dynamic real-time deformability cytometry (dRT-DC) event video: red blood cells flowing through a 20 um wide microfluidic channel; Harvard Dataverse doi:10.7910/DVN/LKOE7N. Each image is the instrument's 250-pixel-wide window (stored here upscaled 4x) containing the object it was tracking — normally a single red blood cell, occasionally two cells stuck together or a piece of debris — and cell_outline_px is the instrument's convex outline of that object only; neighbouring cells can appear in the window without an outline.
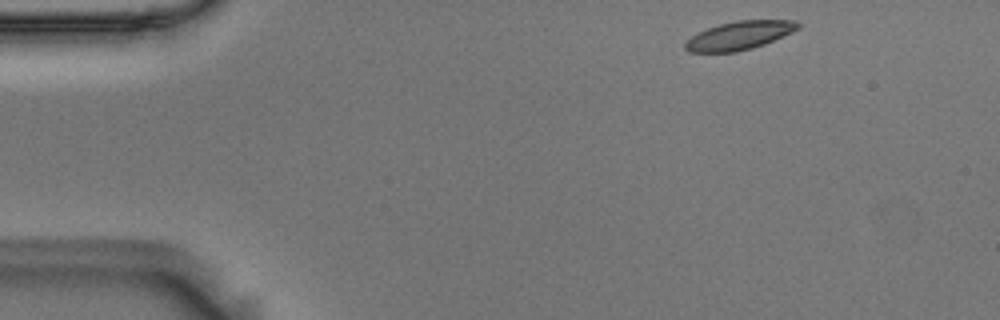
{"species": "Egyptian fruit bat (a non-hibernating species)", "species_latin": "Rousettus aegyptiacus", "temperature_condition": "room temperature", "stored_images_in_passage": 50, "camera_frame_rate_fps": 3000, "um_per_image_px": 0.085, "animal": {"sex": "male"}, "frame": {"image": 1, "passage_image": 1, "time_ms": 0.0, "image_size_px": [1000, 320], "cell_outline_px": [[804, 24], [800, 28], [792, 32], [764, 44], [752, 48], [736, 52], [688, 52], [684, 48], [684, 44], [692, 36], [708, 28], [720, 24], [736, 20], [796, 20]], "centroid_in_image_um": [62.9, 3.01], "position_along_channel_um": 22.1, "area_um2": 18.67}}
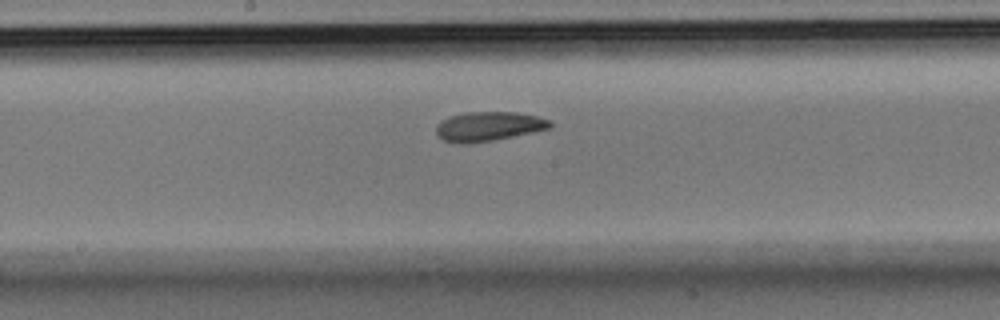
{"frame": {"image": 2, "passage_image": 23, "time_ms": 7.333, "image_size_px": [1000, 320], "cell_outline_px": [[552, 128], [492, 140], [468, 144], [452, 144], [436, 136], [436, 124], [452, 116], [464, 112], [516, 112], [536, 116], [552, 120]], "centroid_in_image_um": [41.51, 10.75], "position_along_channel_um": 206.7, "area_um2": 19.59}}
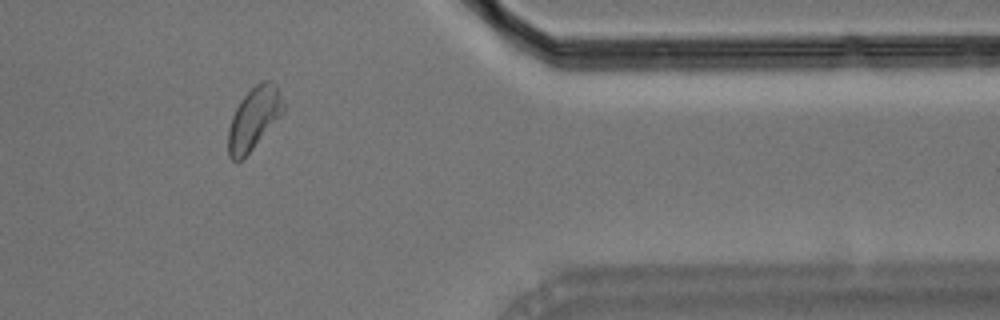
{"frame": {"image": 3, "passage_image": 40, "time_ms": 13.0, "image_size_px": [1000, 320], "cell_outline_px": [[284, 108], [280, 116], [252, 148], [236, 164], [228, 156], [228, 128], [232, 116], [240, 100], [260, 80], [272, 80], [276, 84], [284, 104]], "centroid_in_image_um": [21.55, 10.04], "position_along_channel_um": 389.8, "area_um2": 19.71}, "authors_computed_cell_mechanics": {"area_um2": 19.5942, "velocity_mm_per_s": 3.5907, "shape_relaxation_time_tau1_ms": 4.6279, "shape_relaxation_time_tau2_ms": 3.2582, "deformation_change_tau1": 0.1232, "deformation_change_tau2": 0.0926}}